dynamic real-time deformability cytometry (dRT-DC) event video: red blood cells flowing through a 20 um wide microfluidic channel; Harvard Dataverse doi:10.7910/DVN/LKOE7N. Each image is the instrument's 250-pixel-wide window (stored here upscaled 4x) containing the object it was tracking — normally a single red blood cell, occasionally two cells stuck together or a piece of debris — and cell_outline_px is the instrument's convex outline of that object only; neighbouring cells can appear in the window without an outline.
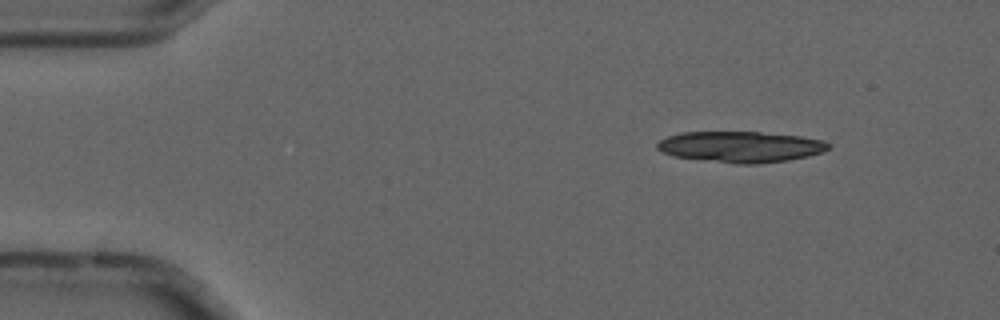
{"species": "common noctule bat (a hibernating species)", "species_latin": "Nyctalus noctula", "temperature_condition": "cold", "stored_images_in_passage": 49, "camera_frame_rate_fps": 3000, "um_per_image_px": 0.085, "animal": {"sex": "male", "forearm_length_mm": 52.5}, "frame": {"image": 1, "passage_image": 1, "time_ms": 0.0, "image_size_px": [1000, 320], "cell_outline_px": [[832, 148], [808, 156], [788, 160], [756, 164], [736, 164], [672, 156], [656, 148], [656, 144], [660, 140], [668, 136], [680, 132], [760, 132], [800, 136], [824, 140], [832, 144]], "centroid_in_image_um": [62.97, 12.48], "position_along_channel_um": 22.0, "area_um2": 31.04}}
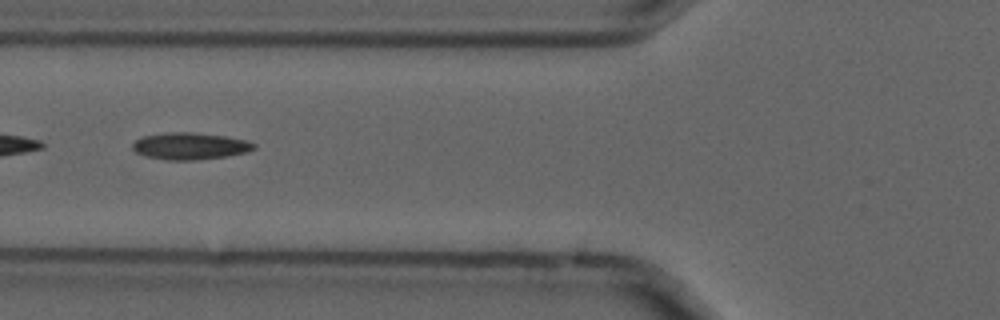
{"frame": {"image": 2, "passage_image": 15, "time_ms": 4.667, "image_size_px": [1000, 320], "cell_outline_px": [[256, 148], [244, 152], [224, 156], [196, 160], [164, 160], [148, 156], [136, 152], [132, 148], [132, 144], [136, 140], [144, 136], [164, 132], [192, 132], [224, 136], [244, 140], [256, 144]], "centroid_in_image_um": [16.11, 12.41], "position_along_channel_um": 109.7, "area_um2": 18.79}}
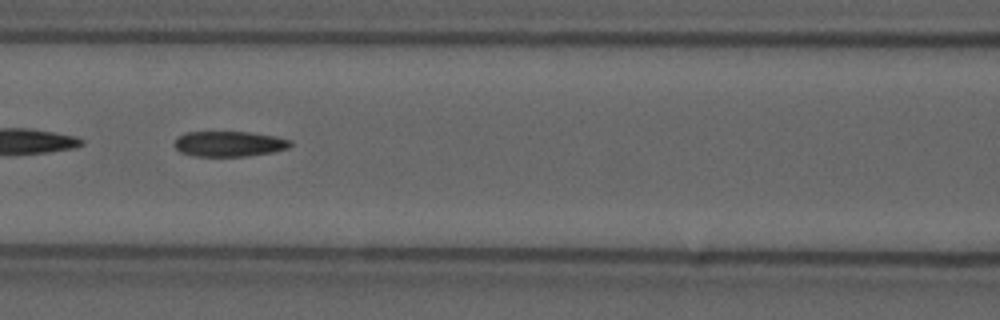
{"frame": {"image": 3, "passage_image": 18, "time_ms": 5.667, "image_size_px": [1000, 320], "cell_outline_px": [[292, 144], [288, 148], [272, 152], [244, 156], [192, 156], [180, 152], [172, 144], [176, 136], [184, 132], [248, 132], [276, 136], [292, 140]], "centroid_in_image_um": [19.43, 12.22], "position_along_channel_um": 147.2, "area_um2": 17.34}, "authors_computed_cell_mechanics": {"area_um2": 17.5134, "velocity_mm_per_s": 3.7132, "shape_relaxation_time_tau1_ms": 9.9487, "shape_relaxation_time_tau2_ms": 6.8793, "deformation_change_tau1": 0.1974, "deformation_change_tau2": 0.1791}}